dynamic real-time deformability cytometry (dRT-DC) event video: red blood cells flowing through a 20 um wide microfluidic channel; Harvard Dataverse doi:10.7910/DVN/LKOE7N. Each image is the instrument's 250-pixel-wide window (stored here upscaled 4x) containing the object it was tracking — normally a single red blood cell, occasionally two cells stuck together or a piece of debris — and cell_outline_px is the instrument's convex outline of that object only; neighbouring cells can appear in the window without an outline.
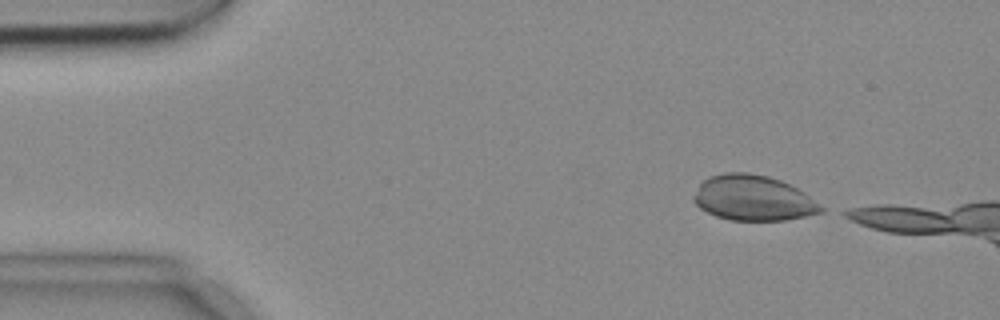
{"species": "common noctule bat (a hibernating species)", "species_latin": "Nyctalus noctula", "temperature_condition": "cold", "stored_images_in_passage": 11, "camera_frame_rate_fps": 3000, "um_per_image_px": 0.085, "animal": {"sex": "female", "body_mass_g": 18.4}, "frame": {"image": 1, "passage_image": 1, "time_ms": 0.0, "image_size_px": [1000, 320], "cell_outline_px": [[824, 212], [784, 220], [728, 220], [716, 216], [700, 208], [692, 200], [692, 196], [700, 184], [708, 176], [724, 172], [748, 172], [768, 176], [780, 180], [804, 192], [824, 208]], "centroid_in_image_um": [63.99, 16.82], "position_along_channel_um": 21.0, "area_um2": 33.58}}